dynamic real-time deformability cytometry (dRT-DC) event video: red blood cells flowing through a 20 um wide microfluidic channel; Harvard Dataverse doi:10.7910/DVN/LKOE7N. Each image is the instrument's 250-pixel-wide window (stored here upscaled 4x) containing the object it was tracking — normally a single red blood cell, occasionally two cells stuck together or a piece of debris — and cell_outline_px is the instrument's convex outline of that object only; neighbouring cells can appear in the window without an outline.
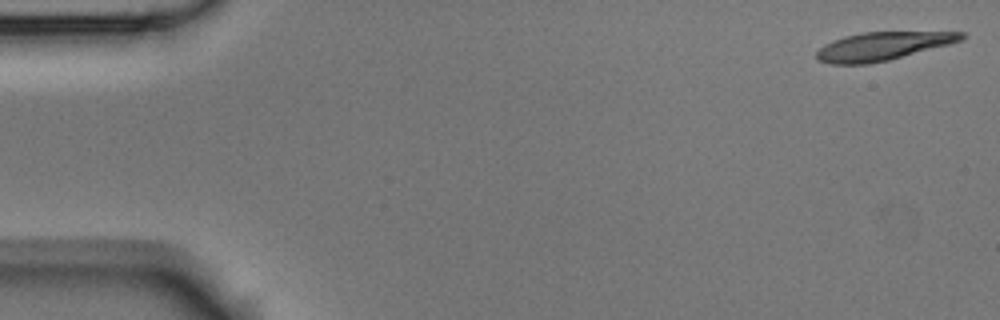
{"species": "Egyptian fruit bat (a non-hibernating species)", "species_latin": "Rousettus aegyptiacus", "temperature_condition": "room temperature", "stored_images_in_passage": 5, "camera_frame_rate_fps": 3000, "um_per_image_px": 0.085, "animal": {"sex": "male"}, "frame": {"image": 1, "passage_image": 1, "time_ms": 0.0, "image_size_px": [1000, 320], "cell_outline_px": [[968, 36], [960, 40], [948, 44], [888, 60], [868, 64], [832, 64], [816, 60], [816, 52], [824, 44], [832, 40], [844, 36], [860, 32], [964, 32]], "centroid_in_image_um": [74.96, 3.92], "position_along_channel_um": 10.0, "area_um2": 23.7}}
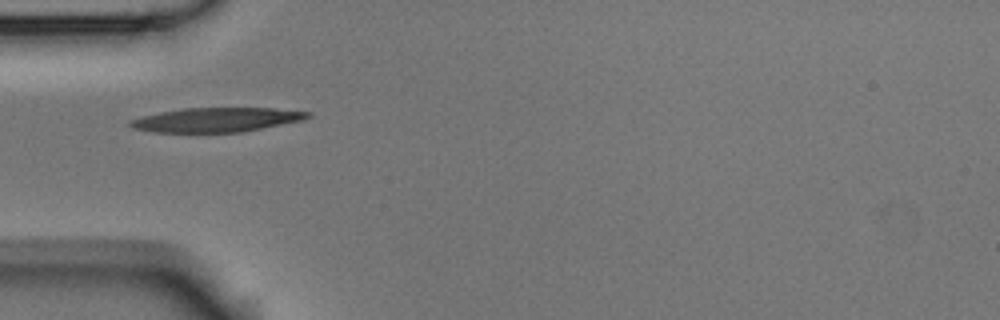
{"frame": {"image": 2, "passage_image": 5, "time_ms": 1.333, "image_size_px": [1000, 320], "cell_outline_px": [[312, 116], [304, 120], [244, 132], [152, 132], [132, 128], [128, 124], [128, 120], [160, 112], [184, 108], [272, 108], [312, 112]], "centroid_in_image_um": [18.43, 10.18], "position_along_channel_um": 66.6, "area_um2": 25.26}}